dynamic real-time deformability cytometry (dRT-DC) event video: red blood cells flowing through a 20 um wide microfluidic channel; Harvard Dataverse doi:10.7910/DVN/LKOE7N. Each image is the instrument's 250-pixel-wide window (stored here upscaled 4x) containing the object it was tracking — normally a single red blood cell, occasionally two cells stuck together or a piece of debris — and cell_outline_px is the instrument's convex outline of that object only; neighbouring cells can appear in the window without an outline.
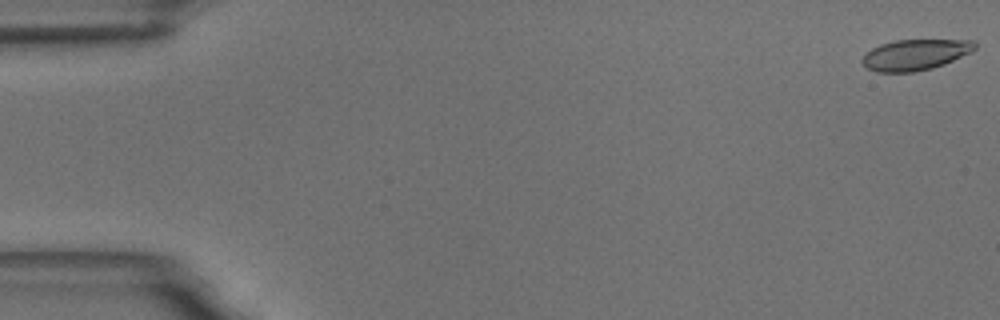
{"species": "common noctule bat (a hibernating species)", "species_latin": "Nyctalus noctula", "temperature_condition": "room temperature", "stored_images_in_passage": 58, "camera_frame_rate_fps": 3000, "um_per_image_px": 0.085, "animal": {"sex": "male", "body_mass_g": 18.8}, "frame": {"image": 1, "passage_image": 1, "time_ms": 0.0, "image_size_px": [1000, 320], "cell_outline_px": [[976, 48], [972, 52], [944, 64], [932, 68], [912, 72], [876, 72], [868, 68], [860, 60], [872, 48], [880, 44], [896, 40], [972, 40], [976, 44]], "centroid_in_image_um": [77.8, 4.65], "position_along_channel_um": 7.2, "area_um2": 20.11}}
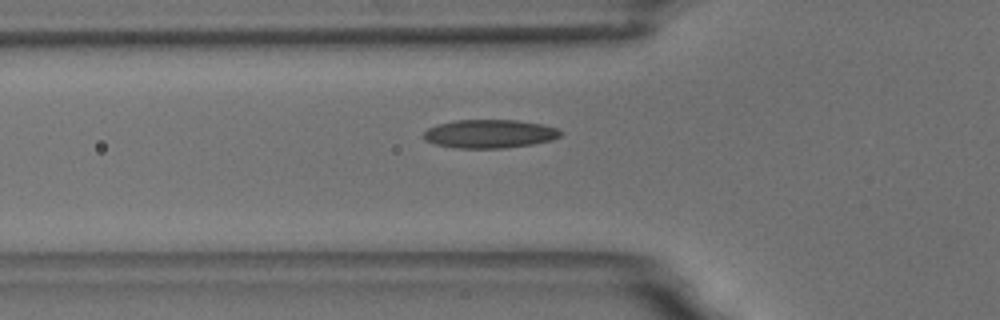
{"frame": {"image": 2, "passage_image": 20, "time_ms": 6.333, "image_size_px": [1000, 320], "cell_outline_px": [[560, 136], [552, 140], [532, 144], [504, 148], [456, 148], [432, 144], [424, 140], [424, 132], [428, 128], [440, 124], [456, 120], [516, 120], [544, 124], [556, 128], [560, 132]], "centroid_in_image_um": [41.6, 11.38], "position_along_channel_um": 84.2, "area_um2": 22.72}}
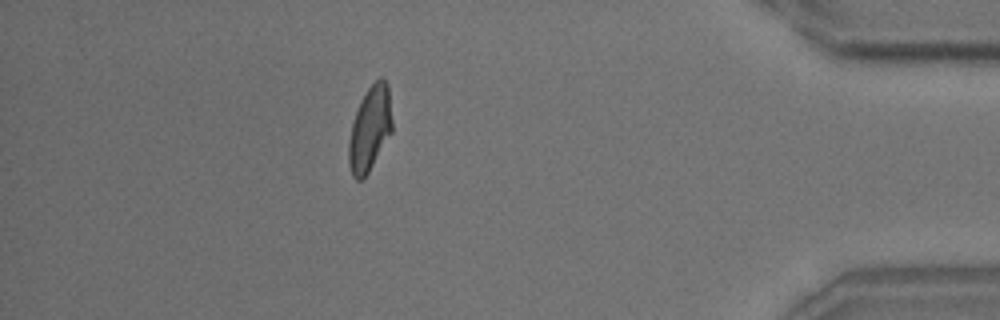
{"frame": {"image": 3, "passage_image": 51, "time_ms": 16.667, "image_size_px": [1000, 320], "cell_outline_px": [[392, 132], [364, 180], [356, 180], [352, 176], [348, 164], [348, 144], [352, 124], [356, 112], [368, 88], [380, 76], [388, 84], [392, 120]], "centroid_in_image_um": [31.44, 11.0], "position_along_channel_um": 403.8, "area_um2": 21.39}, "authors_computed_cell_mechanics": {"area_um2": 21.4149, "velocity_mm_per_s": 3.5168, "shape_relaxation_time_tau1_ms": 5.3557, "shape_relaxation_time_tau2_ms": 2.1767, "deformation_change_tau1": 0.1628, "deformation_change_tau2": 0.0901}}